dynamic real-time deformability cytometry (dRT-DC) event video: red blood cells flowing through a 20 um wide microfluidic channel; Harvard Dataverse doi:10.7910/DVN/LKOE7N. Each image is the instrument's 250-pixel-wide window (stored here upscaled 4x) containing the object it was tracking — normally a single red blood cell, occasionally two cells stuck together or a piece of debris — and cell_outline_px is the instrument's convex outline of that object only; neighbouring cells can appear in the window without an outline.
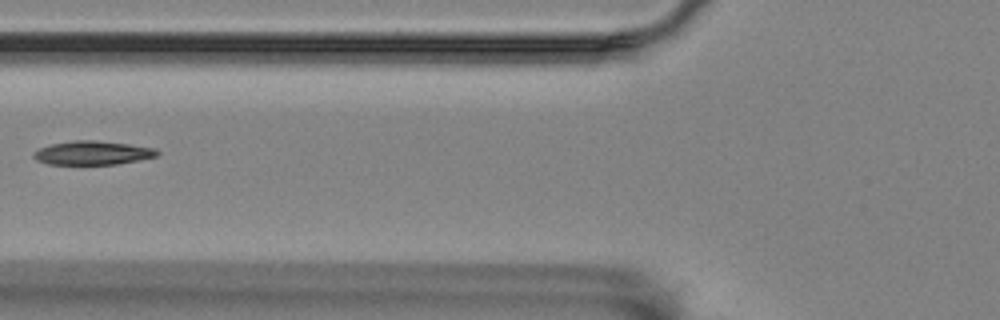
{"species": "Egyptian fruit bat (a non-hibernating species)", "species_latin": "Rousettus aegyptiacus", "temperature_condition": "room temperature", "stored_images_in_passage": 8, "camera_frame_rate_fps": 3000, "um_per_image_px": 0.085, "animal": {"sex": "female"}, "frame": {"image": 1, "passage_image": 3, "time_ms": 0.667, "image_size_px": [1000, 320], "cell_outline_px": [[160, 152], [156, 156], [140, 160], [116, 164], [48, 164], [36, 160], [32, 156], [40, 148], [52, 144], [76, 140], [92, 140], [128, 144], [152, 148]], "centroid_in_image_um": [7.87, 13.0], "position_along_channel_um": 117.9, "area_um2": 16.82}}
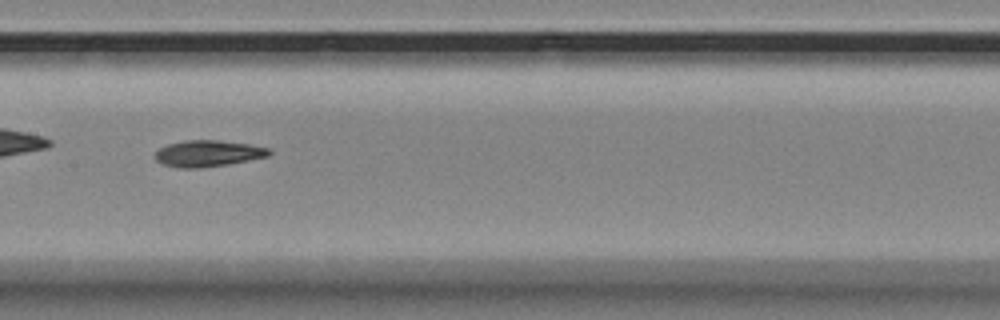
{"frame": {"image": 2, "passage_image": 5, "time_ms": 1.333, "image_size_px": [1000, 320], "cell_outline_px": [[272, 152], [268, 156], [228, 164], [200, 168], [176, 168], [164, 164], [156, 160], [152, 156], [160, 148], [168, 144], [184, 140], [220, 140], [248, 144], [268, 148]], "centroid_in_image_um": [17.64, 13.04], "position_along_channel_um": 189.8, "area_um2": 17.51}}
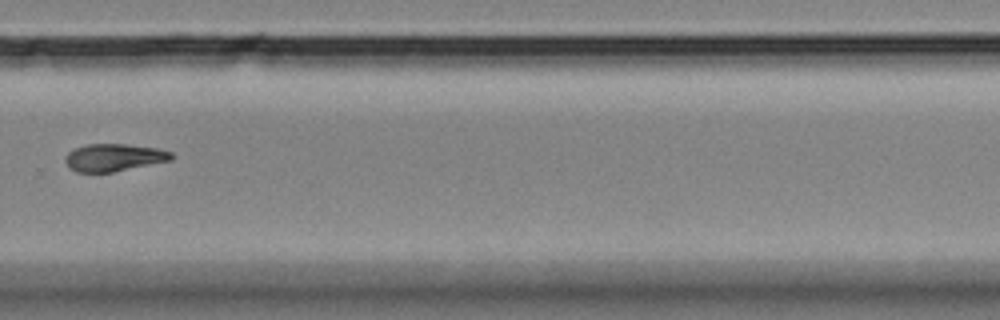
{"frame": {"image": 3, "passage_image": 8, "time_ms": 2.333, "image_size_px": [1000, 320], "cell_outline_px": [[172, 160], [112, 172], [76, 172], [68, 168], [64, 160], [64, 156], [68, 152], [76, 148], [88, 144], [124, 144], [156, 148], [172, 152]], "centroid_in_image_um": [9.64, 13.39], "position_along_channel_um": 320.2, "area_um2": 16.94}}